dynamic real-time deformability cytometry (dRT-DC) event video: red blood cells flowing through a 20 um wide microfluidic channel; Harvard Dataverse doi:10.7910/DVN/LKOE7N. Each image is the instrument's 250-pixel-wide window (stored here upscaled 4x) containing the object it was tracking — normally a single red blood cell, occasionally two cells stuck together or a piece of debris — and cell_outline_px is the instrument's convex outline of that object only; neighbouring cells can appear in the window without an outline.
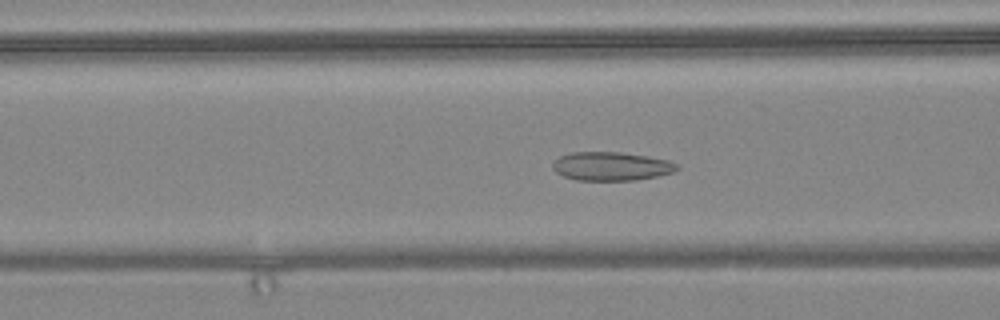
{"species": "common noctule bat (a hibernating species)", "species_latin": "Nyctalus noctula", "temperature_condition": "warm", "stored_images_in_passage": 57, "camera_frame_rate_fps": 3000, "um_per_image_px": 0.085, "animal": {"sex": "female", "body_mass_g": 24.6, "forearm_length_mm": 56.2}, "frame": {"image": 1, "passage_image": 22, "time_ms": 7.0, "image_size_px": [1000, 320], "cell_outline_px": [[680, 168], [672, 172], [656, 176], [636, 180], [576, 180], [564, 176], [556, 172], [552, 168], [552, 164], [560, 156], [572, 152], [620, 152], [648, 156], [668, 160], [676, 164]], "centroid_in_image_um": [51.95, 14.13], "position_along_channel_um": 114.7, "area_um2": 20.63}}
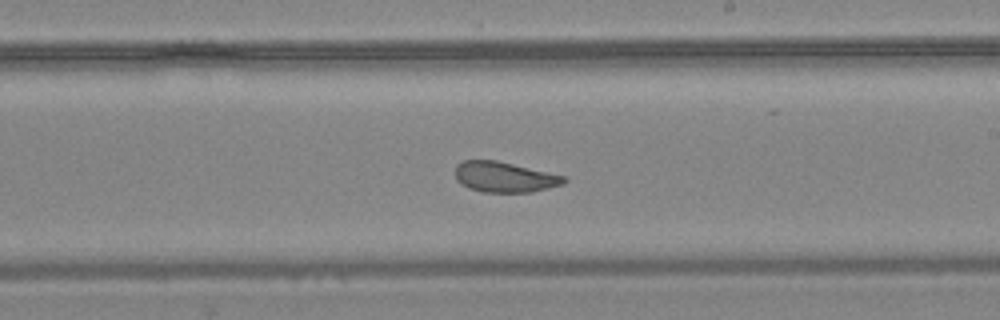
{"frame": {"image": 2, "passage_image": 33, "time_ms": 10.667, "image_size_px": [1000, 320], "cell_outline_px": [[568, 180], [564, 184], [532, 192], [484, 192], [468, 188], [460, 184], [456, 180], [456, 164], [464, 160], [496, 160], [568, 176]], "centroid_in_image_um": [42.91, 15.05], "position_along_channel_um": 246.1, "area_um2": 19.54}}
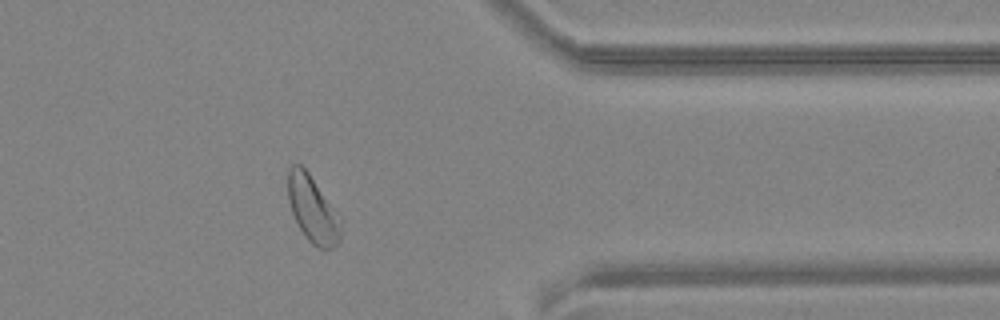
{"frame": {"image": 3, "passage_image": 46, "time_ms": 15.0, "image_size_px": [1000, 320], "cell_outline_px": [[340, 240], [332, 248], [320, 248], [312, 244], [308, 240], [300, 228], [292, 212], [288, 200], [288, 168], [292, 164], [300, 164], [308, 172], [340, 216]], "centroid_in_image_um": [26.56, 17.77], "position_along_channel_um": 384.8, "area_um2": 20.17}, "authors_computed_cell_mechanics": {"area_um2": 22.3108, "velocity_mm_per_s": 3.584, "shape_relaxation_time_tau1_ms": null, "shape_relaxation_time_tau2_ms": 1.5171, "deformation_change_tau1": null, "deformation_change_tau2": 0.0647}}